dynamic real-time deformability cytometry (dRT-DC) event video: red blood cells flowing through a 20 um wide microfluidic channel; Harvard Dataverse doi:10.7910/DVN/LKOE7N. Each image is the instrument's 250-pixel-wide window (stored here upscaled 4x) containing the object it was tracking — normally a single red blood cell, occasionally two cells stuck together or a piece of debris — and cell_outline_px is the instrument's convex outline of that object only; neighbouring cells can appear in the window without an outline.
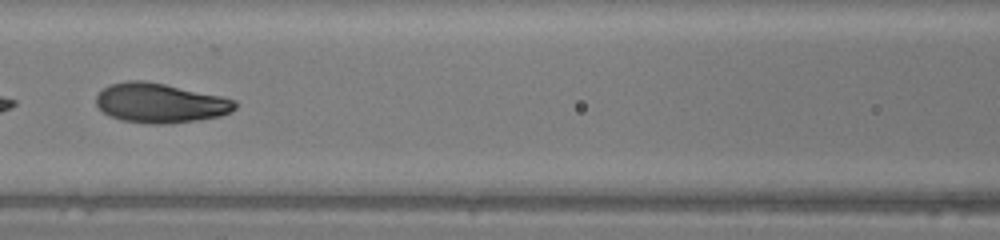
{"species": "human", "species_latin": "Homo sapiens", "temperature_condition": "warm", "stored_images_in_passage": 36, "camera_frame_rate_fps": 3000, "um_per_image_px": 0.085, "donor": {"sex": "female"}, "frame": {"image": 1, "passage_image": 9, "time_ms": 2.667, "image_size_px": [1000, 240], "cell_outline_px": [[236, 108], [232, 112], [220, 116], [196, 120], [164, 124], [148, 124], [120, 120], [104, 112], [96, 104], [96, 96], [108, 84], [128, 80], [144, 80], [164, 84], [220, 96], [236, 100]], "centroid_in_image_um": [13.6, 8.76], "position_along_channel_um": 153.0, "area_um2": 31.91}}
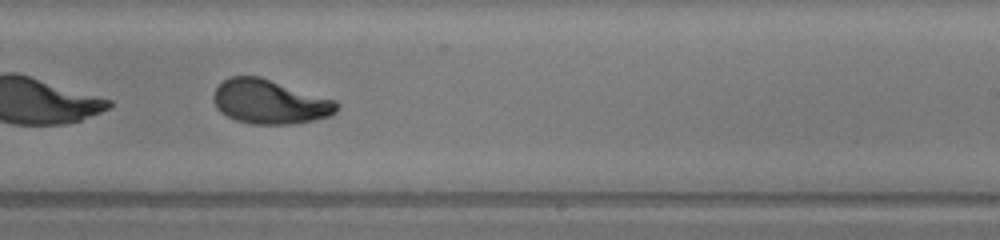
{"frame": {"image": 2, "passage_image": 17, "time_ms": 5.333, "image_size_px": [1000, 240], "cell_outline_px": [[340, 108], [336, 112], [328, 116], [312, 120], [292, 124], [252, 124], [236, 120], [220, 112], [216, 108], [212, 100], [212, 96], [216, 88], [224, 80], [232, 76], [260, 76], [336, 100], [340, 104]], "centroid_in_image_um": [22.93, 8.65], "position_along_channel_um": 266.1, "area_um2": 31.91}}
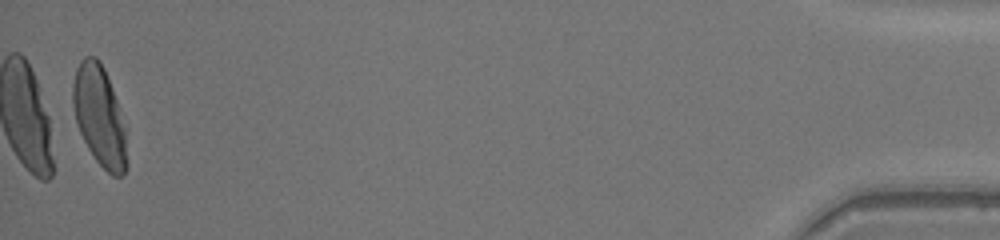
{"frame": {"image": 3, "passage_image": 35, "time_ms": 11.333, "image_size_px": [1000, 240], "cell_outline_px": [[128, 164], [124, 176], [112, 176], [96, 160], [88, 148], [76, 124], [72, 104], [72, 88], [76, 68], [80, 60], [84, 56], [96, 56], [100, 60], [104, 68], [112, 88], [116, 100], [124, 128]], "centroid_in_image_um": [8.44, 9.86], "position_along_channel_um": 426.8, "area_um2": 31.39}, "authors_computed_cell_mechanics": {"area_um2": 31.9056, "velocity_mm_per_s": 4.2567, "shape_relaxation_time_tau1_ms": 2.8241, "shape_relaxation_time_tau2_ms": null, "deformation_change_tau1": 0.1862, "deformation_change_tau2": null}}